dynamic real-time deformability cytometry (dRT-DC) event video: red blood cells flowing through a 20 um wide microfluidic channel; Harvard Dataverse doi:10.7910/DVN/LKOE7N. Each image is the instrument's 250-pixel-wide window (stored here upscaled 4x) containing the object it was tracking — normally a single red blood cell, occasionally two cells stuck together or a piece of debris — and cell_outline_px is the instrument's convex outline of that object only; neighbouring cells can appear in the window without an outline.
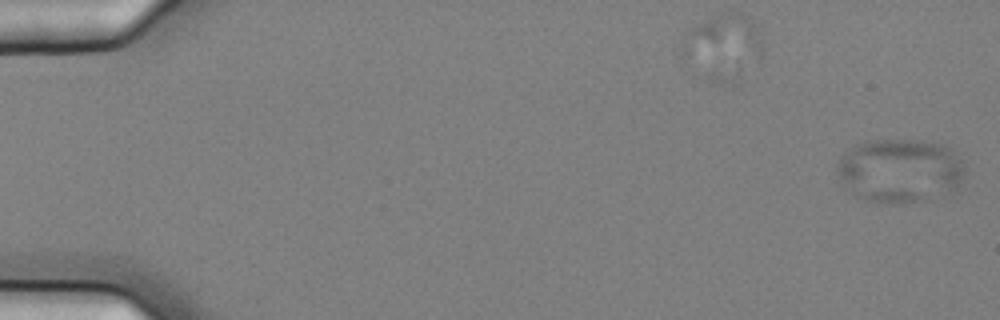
{"species": "common noctule bat (a hibernating species)", "species_latin": "Nyctalus noctula", "temperature_condition": "cold", "stored_images_in_passage": 16, "camera_frame_rate_fps": 3000, "um_per_image_px": 0.085, "animal": {"sex": "female", "body_mass_g": 25.1}, "frame": {"image": 1, "passage_image": 1, "time_ms": 0.0, "image_size_px": [1000, 320], "cell_outline_px": [[964, 172], [960, 180], [956, 184], [948, 188], [920, 200], [900, 204], [892, 204], [864, 200], [856, 196], [844, 184], [836, 172], [836, 164], [840, 156], [844, 152], [856, 144], [864, 140], [916, 140], [944, 144], [952, 148], [960, 160], [964, 168]], "centroid_in_image_um": [76.39, 14.45], "position_along_channel_um": 8.6, "area_um2": 46.88}}
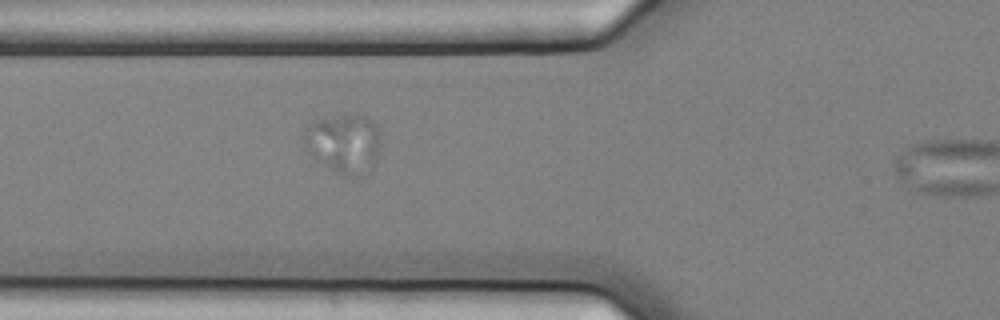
{"frame": {"image": 2, "passage_image": 15, "time_ms": 4.667, "image_size_px": [1000, 320], "cell_outline_px": [[380, 148], [376, 160], [372, 164], [348, 172], [336, 172], [308, 152], [304, 144], [304, 132], [312, 120], [348, 112], [360, 112], [372, 120], [376, 124], [380, 132]], "centroid_in_image_um": [29.21, 11.99], "position_along_channel_um": 96.6, "area_um2": 25.78}}